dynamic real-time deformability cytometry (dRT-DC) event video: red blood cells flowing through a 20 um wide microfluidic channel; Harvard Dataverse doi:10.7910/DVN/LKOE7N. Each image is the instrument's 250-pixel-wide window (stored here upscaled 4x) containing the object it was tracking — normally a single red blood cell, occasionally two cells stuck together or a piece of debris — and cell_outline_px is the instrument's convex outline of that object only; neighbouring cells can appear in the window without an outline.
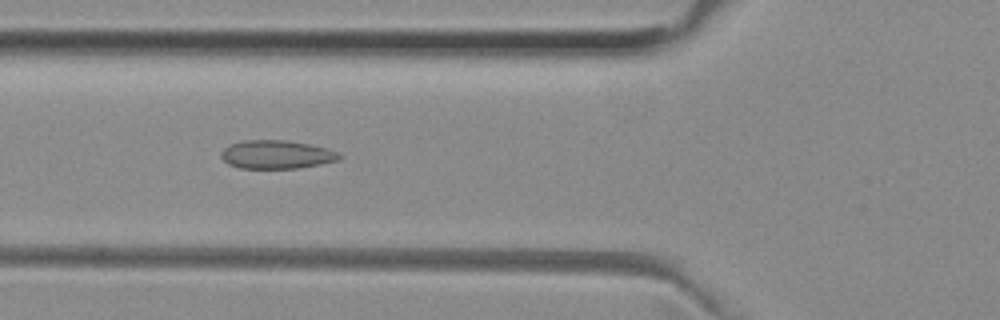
{"species": "common noctule bat (a hibernating species)", "species_latin": "Nyctalus noctula", "temperature_condition": "room temperature", "stored_images_in_passage": 41, "camera_frame_rate_fps": 3000, "um_per_image_px": 0.085, "animal": {"sex": "female", "body_mass_g": 29.2, "forearm_length_mm": 56.3}, "frame": {"image": 1, "passage_image": 11, "time_ms": 3.333, "image_size_px": [1000, 320], "cell_outline_px": [[344, 156], [336, 160], [320, 164], [300, 168], [240, 168], [228, 164], [220, 156], [220, 152], [228, 144], [244, 140], [284, 140], [308, 144], [324, 148], [336, 152]], "centroid_in_image_um": [23.44, 13.13], "position_along_channel_um": 102.4, "area_um2": 19.48}}
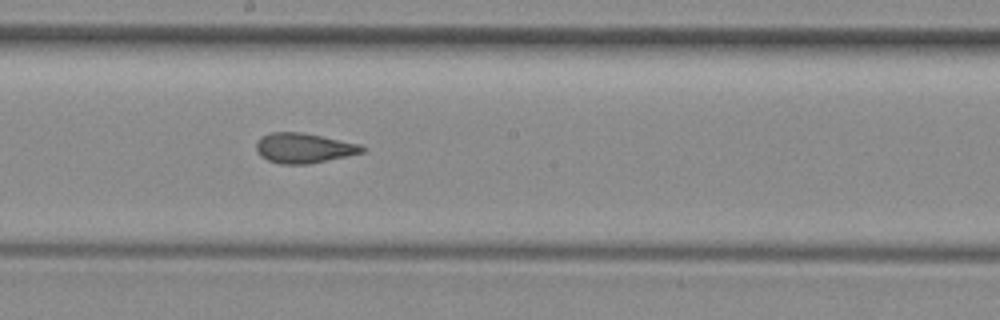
{"frame": {"image": 2, "passage_image": 20, "time_ms": 6.333, "image_size_px": [1000, 320], "cell_outline_px": [[364, 152], [308, 164], [280, 164], [268, 160], [260, 156], [256, 148], [256, 144], [264, 136], [272, 132], [300, 132], [360, 144], [364, 148]], "centroid_in_image_um": [25.81, 12.59], "position_along_channel_um": 222.4, "area_um2": 18.09}}
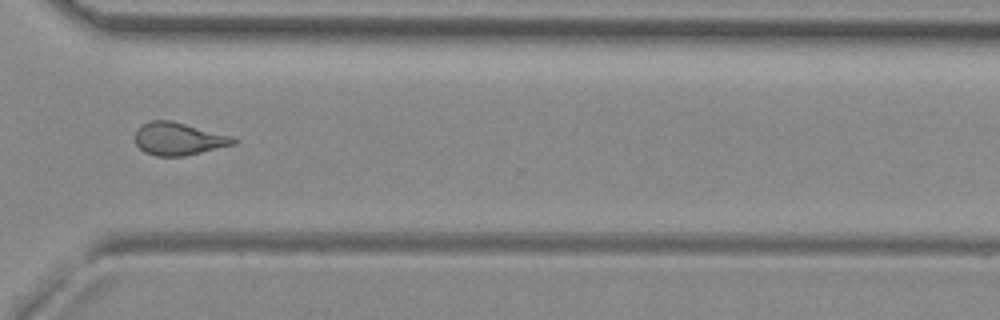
{"frame": {"image": 3, "passage_image": 30, "time_ms": 9.667, "image_size_px": [1000, 320], "cell_outline_px": [[236, 144], [184, 156], [156, 156], [144, 152], [136, 144], [136, 128], [140, 124], [152, 120], [172, 120], [232, 136], [236, 140]], "centroid_in_image_um": [15.15, 11.79], "position_along_channel_um": 355.4, "area_um2": 18.79}, "authors_computed_cell_mechanics": {"area_um2": 18.785, "velocity_mm_per_s": 3.989, "shape_relaxation_time_tau1_ms": null, "shape_relaxation_time_tau2_ms": 1.4998, "deformation_change_tau1": null, "deformation_change_tau2": 0.0803}}